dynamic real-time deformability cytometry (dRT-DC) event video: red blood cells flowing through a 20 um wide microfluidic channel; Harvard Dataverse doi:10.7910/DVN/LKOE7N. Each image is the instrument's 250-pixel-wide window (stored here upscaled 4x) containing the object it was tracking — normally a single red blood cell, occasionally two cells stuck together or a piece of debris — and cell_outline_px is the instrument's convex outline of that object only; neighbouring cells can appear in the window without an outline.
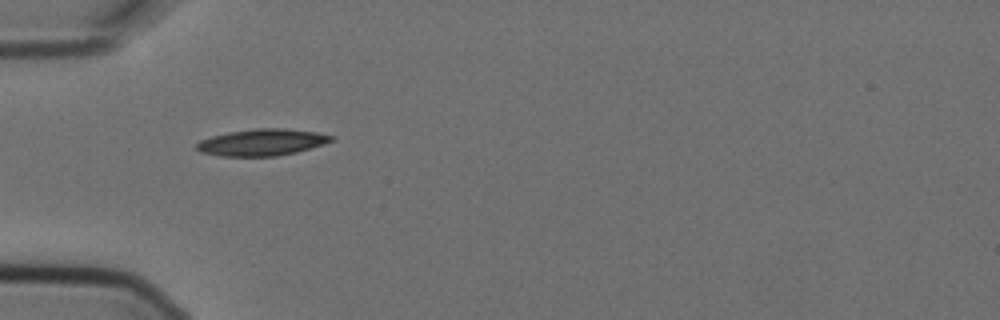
{"species": "Egyptian fruit bat (a non-hibernating species)", "species_latin": "Rousettus aegyptiacus", "temperature_condition": "cold", "stored_images_in_passage": 7, "camera_frame_rate_fps": 3000, "um_per_image_px": 0.085, "animal": {"sex": "female"}, "frame": {"image": 1, "passage_image": 1, "time_ms": 0.0, "image_size_px": [1000, 320], "cell_outline_px": [[336, 140], [324, 144], [296, 152], [276, 156], [220, 156], [200, 152], [196, 148], [196, 144], [200, 140], [212, 136], [228, 132], [256, 128], [284, 128], [316, 132], [336, 136]], "centroid_in_image_um": [22.3, 12.09], "position_along_channel_um": 62.7, "area_um2": 21.04}}
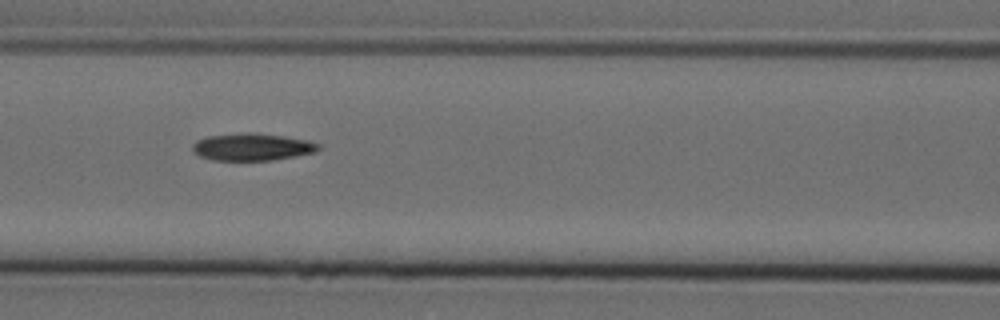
{"frame": {"image": 2, "passage_image": 3, "time_ms": 0.667, "image_size_px": [1000, 320], "cell_outline_px": [[320, 148], [316, 152], [296, 156], [272, 160], [212, 160], [200, 156], [192, 152], [192, 144], [196, 140], [208, 136], [248, 132], [284, 136], [308, 140], [320, 144]], "centroid_in_image_um": [21.43, 12.49], "position_along_channel_um": 145.2, "area_um2": 20.06}}
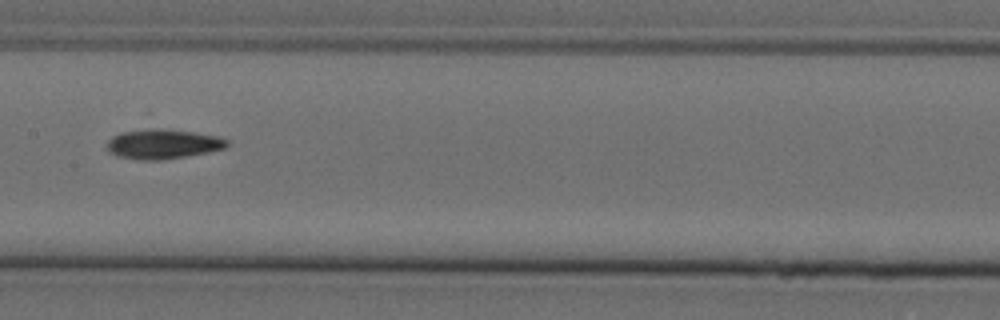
{"frame": {"image": 3, "passage_image": 4, "time_ms": 1.0, "image_size_px": [1000, 320], "cell_outline_px": [[228, 144], [224, 148], [208, 152], [160, 160], [140, 160], [120, 156], [112, 152], [108, 148], [108, 140], [112, 136], [120, 132], [148, 128], [160, 128], [192, 132], [216, 136], [228, 140]], "centroid_in_image_um": [13.83, 12.23], "position_along_channel_um": 193.6, "area_um2": 20.46}}